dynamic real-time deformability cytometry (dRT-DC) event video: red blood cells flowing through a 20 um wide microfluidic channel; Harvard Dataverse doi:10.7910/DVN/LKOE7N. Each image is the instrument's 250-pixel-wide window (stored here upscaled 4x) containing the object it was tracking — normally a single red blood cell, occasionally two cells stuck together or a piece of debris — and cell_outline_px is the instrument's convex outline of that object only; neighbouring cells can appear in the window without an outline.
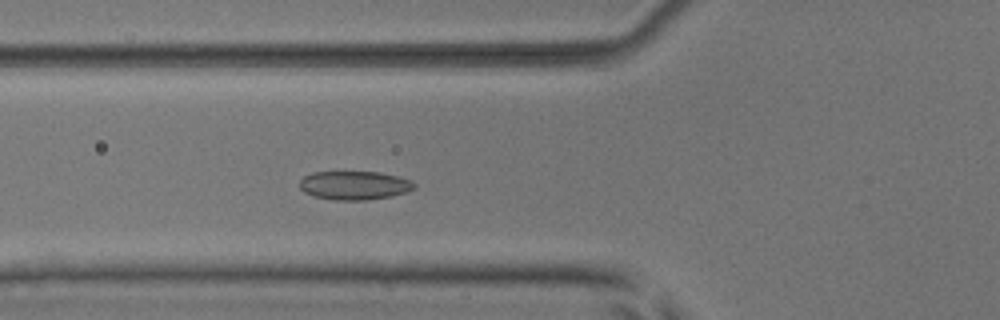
{"species": "common noctule bat (a hibernating species)", "species_latin": "Nyctalus noctula", "temperature_condition": "room temperature", "stored_images_in_passage": 39, "camera_frame_rate_fps": 3000, "um_per_image_px": 0.085, "animal": {"sex": "male", "body_mass_g": 17.9, "forearm_length_mm": 54.2}, "frame": {"image": 1, "passage_image": 6, "time_ms": 1.667, "image_size_px": [1000, 320], "cell_outline_px": [[416, 188], [408, 192], [392, 196], [364, 200], [336, 200], [316, 196], [304, 192], [300, 188], [300, 180], [304, 176], [312, 172], [380, 172], [412, 180], [416, 184]], "centroid_in_image_um": [30.16, 15.75], "position_along_channel_um": 95.6, "area_um2": 19.19}}
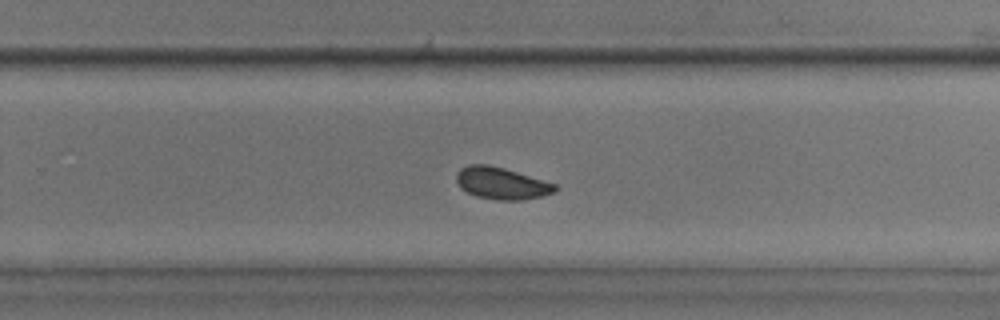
{"frame": {"image": 2, "passage_image": 21, "time_ms": 6.667, "image_size_px": [1000, 320], "cell_outline_px": [[560, 188], [552, 192], [540, 196], [524, 200], [496, 200], [476, 196], [460, 188], [456, 180], [456, 172], [460, 168], [468, 164], [488, 164], [504, 168], [556, 184]], "centroid_in_image_um": [42.6, 15.57], "position_along_channel_um": 287.2, "area_um2": 18.38}}
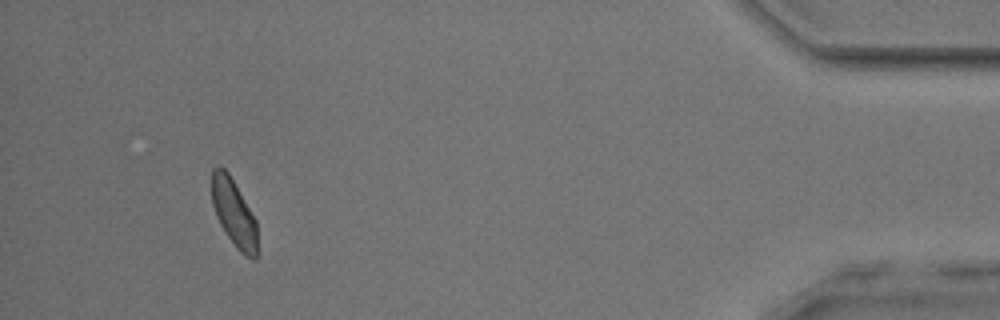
{"frame": {"image": 3, "passage_image": 36, "time_ms": 11.667, "image_size_px": [1000, 320], "cell_outline_px": [[256, 260], [252, 260], [244, 256], [236, 248], [220, 224], [216, 216], [212, 204], [212, 168], [220, 164], [228, 172], [256, 220]], "centroid_in_image_um": [19.86, 18.09], "position_along_channel_um": 415.3, "area_um2": 17.74}, "authors_computed_cell_mechanics": {"area_um2": 18.6116, "velocity_mm_per_s": 3.8438, "shape_relaxation_time_tau1_ms": 2.6102, "shape_relaxation_time_tau2_ms": 1.8072, "deformation_change_tau1": 0.0809, "deformation_change_tau2": 0.0506}}